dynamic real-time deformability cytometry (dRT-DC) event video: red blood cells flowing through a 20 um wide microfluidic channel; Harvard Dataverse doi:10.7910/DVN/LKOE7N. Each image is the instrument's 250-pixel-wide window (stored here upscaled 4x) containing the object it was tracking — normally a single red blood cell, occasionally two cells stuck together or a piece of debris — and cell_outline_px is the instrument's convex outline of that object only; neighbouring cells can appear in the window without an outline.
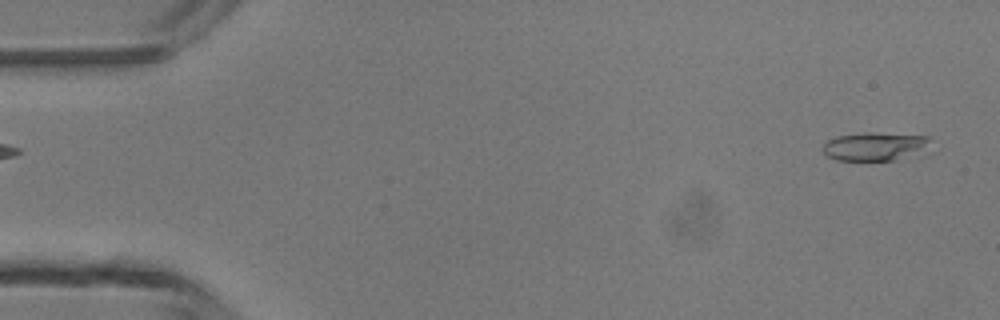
{"species": "common noctule bat (a hibernating species)", "species_latin": "Nyctalus noctula", "temperature_condition": "room temperature", "stored_images_in_passage": 5, "segment_of_instrument_passage": [2, 2], "camera_frame_rate_fps": 3000, "um_per_image_px": 0.085, "animal": {"sex": "male", "body_mass_g": 13.3}, "frame": {"image": 1, "passage_image": 5, "time_ms": 4.667, "image_size_px": [1000, 320], "cell_outline_px": [[932, 140], [928, 156], [896, 160], [836, 160], [828, 156], [824, 152], [824, 144], [828, 140], [836, 136], [868, 132], [872, 132], [928, 136]], "centroid_in_image_um": [74.58, 12.47], "position_along_channel_um": 10.4, "area_um2": 18.67}}